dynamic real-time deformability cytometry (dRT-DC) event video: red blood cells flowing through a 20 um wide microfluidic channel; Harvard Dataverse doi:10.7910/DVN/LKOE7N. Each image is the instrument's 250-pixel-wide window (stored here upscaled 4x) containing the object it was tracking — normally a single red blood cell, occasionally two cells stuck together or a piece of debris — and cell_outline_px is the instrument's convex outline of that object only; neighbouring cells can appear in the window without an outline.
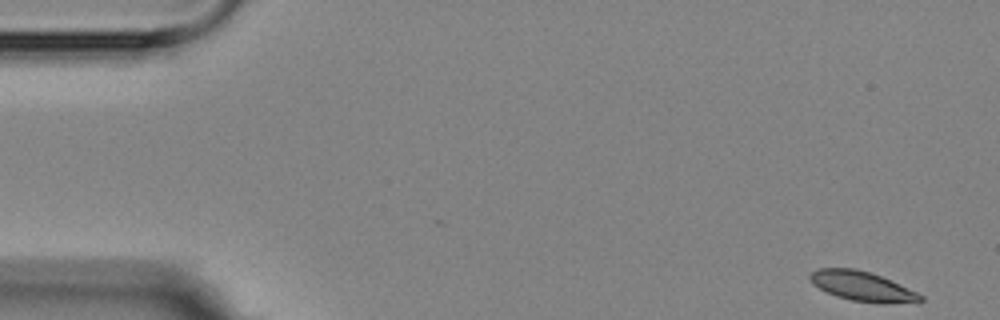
{"species": "Egyptian fruit bat (a non-hibernating species)", "species_latin": "Rousettus aegyptiacus", "temperature_condition": "room temperature", "stored_images_in_passage": 6, "segment_of_instrument_passage": [1, 2], "camera_frame_rate_fps": 3000, "um_per_image_px": 0.085, "animal": {"sex": "female"}, "frame": {"image": 1, "passage_image": 1, "time_ms": 0.0, "image_size_px": [1000, 320], "cell_outline_px": [[924, 300], [888, 304], [884, 304], [852, 300], [836, 296], [812, 284], [808, 280], [808, 276], [816, 268], [856, 268], [880, 276], [916, 292], [924, 296]], "centroid_in_image_um": [73.24, 24.33], "position_along_channel_um": 11.8, "area_um2": 18.84}}
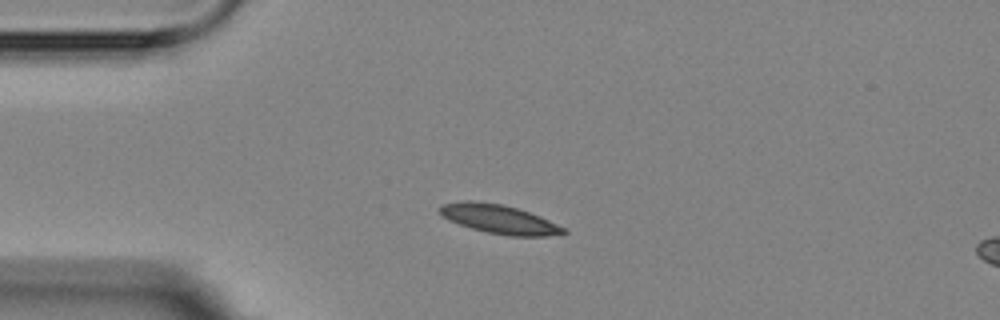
{"frame": {"image": 2, "passage_image": 4, "time_ms": 3.667, "image_size_px": [1000, 320], "cell_outline_px": [[568, 232], [548, 236], [508, 236], [488, 232], [472, 228], [448, 220], [440, 212], [440, 204], [464, 200], [472, 200], [500, 204], [516, 208], [540, 216], [564, 228]], "centroid_in_image_um": [42.41, 18.62], "position_along_channel_um": 42.6, "area_um2": 20.58}}